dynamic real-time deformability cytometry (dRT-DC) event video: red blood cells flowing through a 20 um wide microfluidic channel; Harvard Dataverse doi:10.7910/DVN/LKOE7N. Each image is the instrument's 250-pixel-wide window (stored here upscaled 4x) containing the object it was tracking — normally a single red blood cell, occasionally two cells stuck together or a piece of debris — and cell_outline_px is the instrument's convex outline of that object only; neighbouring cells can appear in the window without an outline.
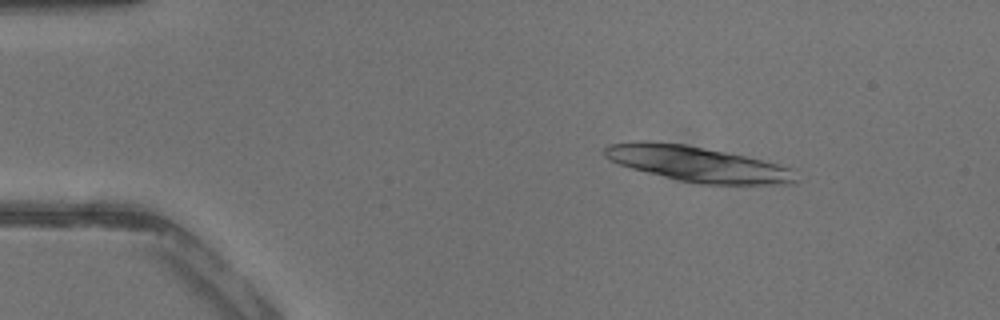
{"species": "common noctule bat (a hibernating species)", "species_latin": "Nyctalus noctula", "temperature_condition": "warm", "stored_images_in_passage": 10, "camera_frame_rate_fps": 3000, "um_per_image_px": 0.085, "animal": {"sex": "male", "body_mass_g": 13.3}, "frame": {"image": 1, "passage_image": 1, "time_ms": 0.0, "image_size_px": [1000, 320], "cell_outline_px": [[800, 180], [792, 184], [700, 184], [680, 180], [632, 168], [620, 164], [604, 156], [604, 148], [608, 144], [636, 140], [648, 140], [684, 144], [748, 156], [780, 164], [792, 168]], "centroid_in_image_um": [59.34, 13.92], "position_along_channel_um": 25.7, "area_um2": 39.54}}